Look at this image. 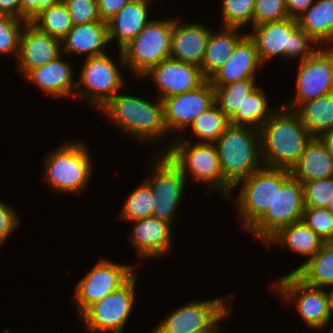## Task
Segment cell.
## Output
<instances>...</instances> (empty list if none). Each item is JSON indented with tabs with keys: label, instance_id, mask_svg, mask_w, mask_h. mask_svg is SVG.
Here are the masks:
<instances>
[{
	"label": "cell",
	"instance_id": "6da1fadb",
	"mask_svg": "<svg viewBox=\"0 0 333 333\" xmlns=\"http://www.w3.org/2000/svg\"><path fill=\"white\" fill-rule=\"evenodd\" d=\"M265 166L291 170L312 138L295 110L275 109L259 129Z\"/></svg>",
	"mask_w": 333,
	"mask_h": 333
},
{
	"label": "cell",
	"instance_id": "bcb514c9",
	"mask_svg": "<svg viewBox=\"0 0 333 333\" xmlns=\"http://www.w3.org/2000/svg\"><path fill=\"white\" fill-rule=\"evenodd\" d=\"M313 3V0H286L289 18L297 20Z\"/></svg>",
	"mask_w": 333,
	"mask_h": 333
},
{
	"label": "cell",
	"instance_id": "f546056e",
	"mask_svg": "<svg viewBox=\"0 0 333 333\" xmlns=\"http://www.w3.org/2000/svg\"><path fill=\"white\" fill-rule=\"evenodd\" d=\"M312 287L333 285V242H324L321 249L293 272Z\"/></svg>",
	"mask_w": 333,
	"mask_h": 333
},
{
	"label": "cell",
	"instance_id": "f5cc1de1",
	"mask_svg": "<svg viewBox=\"0 0 333 333\" xmlns=\"http://www.w3.org/2000/svg\"><path fill=\"white\" fill-rule=\"evenodd\" d=\"M332 329L328 332V333H333V327H331Z\"/></svg>",
	"mask_w": 333,
	"mask_h": 333
},
{
	"label": "cell",
	"instance_id": "f6af8a7d",
	"mask_svg": "<svg viewBox=\"0 0 333 333\" xmlns=\"http://www.w3.org/2000/svg\"><path fill=\"white\" fill-rule=\"evenodd\" d=\"M131 1L132 0H97L100 19L107 22L121 8Z\"/></svg>",
	"mask_w": 333,
	"mask_h": 333
},
{
	"label": "cell",
	"instance_id": "f907efd6",
	"mask_svg": "<svg viewBox=\"0 0 333 333\" xmlns=\"http://www.w3.org/2000/svg\"><path fill=\"white\" fill-rule=\"evenodd\" d=\"M326 208L333 214V198L330 200Z\"/></svg>",
	"mask_w": 333,
	"mask_h": 333
},
{
	"label": "cell",
	"instance_id": "277c9868",
	"mask_svg": "<svg viewBox=\"0 0 333 333\" xmlns=\"http://www.w3.org/2000/svg\"><path fill=\"white\" fill-rule=\"evenodd\" d=\"M252 29L248 35L256 45L262 64L276 55L287 58L300 55L303 61L316 50L309 45L314 40L297 25L295 19L259 24Z\"/></svg>",
	"mask_w": 333,
	"mask_h": 333
},
{
	"label": "cell",
	"instance_id": "7402d4cb",
	"mask_svg": "<svg viewBox=\"0 0 333 333\" xmlns=\"http://www.w3.org/2000/svg\"><path fill=\"white\" fill-rule=\"evenodd\" d=\"M130 240L137 250L138 257H157L171 251V224L156 217L135 220ZM142 257V258H141Z\"/></svg>",
	"mask_w": 333,
	"mask_h": 333
},
{
	"label": "cell",
	"instance_id": "8d00e7d4",
	"mask_svg": "<svg viewBox=\"0 0 333 333\" xmlns=\"http://www.w3.org/2000/svg\"><path fill=\"white\" fill-rule=\"evenodd\" d=\"M223 27H241L251 22L253 27V9L255 0H223Z\"/></svg>",
	"mask_w": 333,
	"mask_h": 333
},
{
	"label": "cell",
	"instance_id": "7c38bea8",
	"mask_svg": "<svg viewBox=\"0 0 333 333\" xmlns=\"http://www.w3.org/2000/svg\"><path fill=\"white\" fill-rule=\"evenodd\" d=\"M223 298L190 301L179 309L174 310L166 320L161 322L151 333H201L210 332L218 321L231 315ZM225 305V306H224Z\"/></svg>",
	"mask_w": 333,
	"mask_h": 333
},
{
	"label": "cell",
	"instance_id": "681fc988",
	"mask_svg": "<svg viewBox=\"0 0 333 333\" xmlns=\"http://www.w3.org/2000/svg\"><path fill=\"white\" fill-rule=\"evenodd\" d=\"M328 295H329L330 311L332 314V312H333V289L328 293Z\"/></svg>",
	"mask_w": 333,
	"mask_h": 333
},
{
	"label": "cell",
	"instance_id": "d6986e66",
	"mask_svg": "<svg viewBox=\"0 0 333 333\" xmlns=\"http://www.w3.org/2000/svg\"><path fill=\"white\" fill-rule=\"evenodd\" d=\"M23 27L25 29H22L20 35L17 63L18 68L26 75L30 70L59 57L63 53L61 51L63 44L59 38L41 32L30 22Z\"/></svg>",
	"mask_w": 333,
	"mask_h": 333
},
{
	"label": "cell",
	"instance_id": "836d02e7",
	"mask_svg": "<svg viewBox=\"0 0 333 333\" xmlns=\"http://www.w3.org/2000/svg\"><path fill=\"white\" fill-rule=\"evenodd\" d=\"M255 79H245L226 85H212L215 88V103L230 119L252 91L258 86Z\"/></svg>",
	"mask_w": 333,
	"mask_h": 333
},
{
	"label": "cell",
	"instance_id": "d6a6232c",
	"mask_svg": "<svg viewBox=\"0 0 333 333\" xmlns=\"http://www.w3.org/2000/svg\"><path fill=\"white\" fill-rule=\"evenodd\" d=\"M30 23L41 32L59 38L60 40H62L74 26L63 1L43 10Z\"/></svg>",
	"mask_w": 333,
	"mask_h": 333
},
{
	"label": "cell",
	"instance_id": "7a4b0ae2",
	"mask_svg": "<svg viewBox=\"0 0 333 333\" xmlns=\"http://www.w3.org/2000/svg\"><path fill=\"white\" fill-rule=\"evenodd\" d=\"M215 144L223 180L232 189L238 182L262 168L259 162L262 155L258 129L230 124Z\"/></svg>",
	"mask_w": 333,
	"mask_h": 333
},
{
	"label": "cell",
	"instance_id": "484cf974",
	"mask_svg": "<svg viewBox=\"0 0 333 333\" xmlns=\"http://www.w3.org/2000/svg\"><path fill=\"white\" fill-rule=\"evenodd\" d=\"M290 173L301 182L333 177V158L318 137L307 142Z\"/></svg>",
	"mask_w": 333,
	"mask_h": 333
},
{
	"label": "cell",
	"instance_id": "ba28073f",
	"mask_svg": "<svg viewBox=\"0 0 333 333\" xmlns=\"http://www.w3.org/2000/svg\"><path fill=\"white\" fill-rule=\"evenodd\" d=\"M290 176L288 169L263 166L235 185L242 184L236 204L244 229L249 230L267 212L275 199V185H282Z\"/></svg>",
	"mask_w": 333,
	"mask_h": 333
},
{
	"label": "cell",
	"instance_id": "603a6c76",
	"mask_svg": "<svg viewBox=\"0 0 333 333\" xmlns=\"http://www.w3.org/2000/svg\"><path fill=\"white\" fill-rule=\"evenodd\" d=\"M148 0H132L107 21L109 40L118 39L120 50L150 22Z\"/></svg>",
	"mask_w": 333,
	"mask_h": 333
},
{
	"label": "cell",
	"instance_id": "d4e9b609",
	"mask_svg": "<svg viewBox=\"0 0 333 333\" xmlns=\"http://www.w3.org/2000/svg\"><path fill=\"white\" fill-rule=\"evenodd\" d=\"M61 57L62 55L30 70L24 79L34 81L44 92L55 97L71 96V94H74L77 85L73 83L70 64L62 60Z\"/></svg>",
	"mask_w": 333,
	"mask_h": 333
},
{
	"label": "cell",
	"instance_id": "7dc6e473",
	"mask_svg": "<svg viewBox=\"0 0 333 333\" xmlns=\"http://www.w3.org/2000/svg\"><path fill=\"white\" fill-rule=\"evenodd\" d=\"M0 14L20 19V0H0Z\"/></svg>",
	"mask_w": 333,
	"mask_h": 333
},
{
	"label": "cell",
	"instance_id": "52a82bcc",
	"mask_svg": "<svg viewBox=\"0 0 333 333\" xmlns=\"http://www.w3.org/2000/svg\"><path fill=\"white\" fill-rule=\"evenodd\" d=\"M45 162V180L59 192L80 193L87 186L92 166L83 143H64Z\"/></svg>",
	"mask_w": 333,
	"mask_h": 333
},
{
	"label": "cell",
	"instance_id": "816d5d0a",
	"mask_svg": "<svg viewBox=\"0 0 333 333\" xmlns=\"http://www.w3.org/2000/svg\"><path fill=\"white\" fill-rule=\"evenodd\" d=\"M219 324H217L210 332H201V333H220Z\"/></svg>",
	"mask_w": 333,
	"mask_h": 333
},
{
	"label": "cell",
	"instance_id": "4316f807",
	"mask_svg": "<svg viewBox=\"0 0 333 333\" xmlns=\"http://www.w3.org/2000/svg\"><path fill=\"white\" fill-rule=\"evenodd\" d=\"M238 30V27H224L218 32L211 31L201 66L202 75L206 80L223 66L236 45L247 35L238 34Z\"/></svg>",
	"mask_w": 333,
	"mask_h": 333
},
{
	"label": "cell",
	"instance_id": "f1b7e54d",
	"mask_svg": "<svg viewBox=\"0 0 333 333\" xmlns=\"http://www.w3.org/2000/svg\"><path fill=\"white\" fill-rule=\"evenodd\" d=\"M287 244L293 252L312 258L323 245L324 241L303 221H297L282 227L266 244Z\"/></svg>",
	"mask_w": 333,
	"mask_h": 333
},
{
	"label": "cell",
	"instance_id": "e575fe53",
	"mask_svg": "<svg viewBox=\"0 0 333 333\" xmlns=\"http://www.w3.org/2000/svg\"><path fill=\"white\" fill-rule=\"evenodd\" d=\"M229 125V118L215 103L207 111L202 112L190 127L193 133L202 139L199 143H215Z\"/></svg>",
	"mask_w": 333,
	"mask_h": 333
},
{
	"label": "cell",
	"instance_id": "e0dca14e",
	"mask_svg": "<svg viewBox=\"0 0 333 333\" xmlns=\"http://www.w3.org/2000/svg\"><path fill=\"white\" fill-rule=\"evenodd\" d=\"M162 102L168 132L182 131L215 104V88L205 80L196 89L164 98Z\"/></svg>",
	"mask_w": 333,
	"mask_h": 333
},
{
	"label": "cell",
	"instance_id": "9c48e42d",
	"mask_svg": "<svg viewBox=\"0 0 333 333\" xmlns=\"http://www.w3.org/2000/svg\"><path fill=\"white\" fill-rule=\"evenodd\" d=\"M304 209L303 184L291 175L282 185H275L273 205L248 231L266 244L282 227L302 220Z\"/></svg>",
	"mask_w": 333,
	"mask_h": 333
},
{
	"label": "cell",
	"instance_id": "cb8c5ba5",
	"mask_svg": "<svg viewBox=\"0 0 333 333\" xmlns=\"http://www.w3.org/2000/svg\"><path fill=\"white\" fill-rule=\"evenodd\" d=\"M108 42L110 43L108 26L104 20L74 25L61 40V43H65L63 52L87 53L88 58L104 54L102 48Z\"/></svg>",
	"mask_w": 333,
	"mask_h": 333
},
{
	"label": "cell",
	"instance_id": "8992f818",
	"mask_svg": "<svg viewBox=\"0 0 333 333\" xmlns=\"http://www.w3.org/2000/svg\"><path fill=\"white\" fill-rule=\"evenodd\" d=\"M177 140L165 151L181 168L185 178L190 174L195 180L209 183L212 190H218L223 197L231 199L232 188L223 180L216 144L197 142L191 146L192 141Z\"/></svg>",
	"mask_w": 333,
	"mask_h": 333
},
{
	"label": "cell",
	"instance_id": "9a60e30c",
	"mask_svg": "<svg viewBox=\"0 0 333 333\" xmlns=\"http://www.w3.org/2000/svg\"><path fill=\"white\" fill-rule=\"evenodd\" d=\"M135 273L132 265H121L101 259L76 286L74 298L79 315L105 295L120 288Z\"/></svg>",
	"mask_w": 333,
	"mask_h": 333
},
{
	"label": "cell",
	"instance_id": "74e56055",
	"mask_svg": "<svg viewBox=\"0 0 333 333\" xmlns=\"http://www.w3.org/2000/svg\"><path fill=\"white\" fill-rule=\"evenodd\" d=\"M305 207L326 208L333 198V177L301 182Z\"/></svg>",
	"mask_w": 333,
	"mask_h": 333
},
{
	"label": "cell",
	"instance_id": "60d3db41",
	"mask_svg": "<svg viewBox=\"0 0 333 333\" xmlns=\"http://www.w3.org/2000/svg\"><path fill=\"white\" fill-rule=\"evenodd\" d=\"M289 18L286 0H255L253 26Z\"/></svg>",
	"mask_w": 333,
	"mask_h": 333
},
{
	"label": "cell",
	"instance_id": "8fae6325",
	"mask_svg": "<svg viewBox=\"0 0 333 333\" xmlns=\"http://www.w3.org/2000/svg\"><path fill=\"white\" fill-rule=\"evenodd\" d=\"M160 158L156 161L153 178L145 180V182L150 186L153 195L152 216L173 225L176 208L181 200L187 179L181 168L166 152L163 151Z\"/></svg>",
	"mask_w": 333,
	"mask_h": 333
},
{
	"label": "cell",
	"instance_id": "ac0fdd59",
	"mask_svg": "<svg viewBox=\"0 0 333 333\" xmlns=\"http://www.w3.org/2000/svg\"><path fill=\"white\" fill-rule=\"evenodd\" d=\"M150 76L160 90V100L194 90L206 79L201 68L173 58H167L151 67L143 77Z\"/></svg>",
	"mask_w": 333,
	"mask_h": 333
},
{
	"label": "cell",
	"instance_id": "4dcf8cb0",
	"mask_svg": "<svg viewBox=\"0 0 333 333\" xmlns=\"http://www.w3.org/2000/svg\"><path fill=\"white\" fill-rule=\"evenodd\" d=\"M295 111L312 137L333 130V92L302 103Z\"/></svg>",
	"mask_w": 333,
	"mask_h": 333
},
{
	"label": "cell",
	"instance_id": "4fadbf2b",
	"mask_svg": "<svg viewBox=\"0 0 333 333\" xmlns=\"http://www.w3.org/2000/svg\"><path fill=\"white\" fill-rule=\"evenodd\" d=\"M275 285L285 301L295 299V306L309 327L319 329L331 321L329 295L322 288L305 284L294 273L284 276Z\"/></svg>",
	"mask_w": 333,
	"mask_h": 333
},
{
	"label": "cell",
	"instance_id": "b9f144b4",
	"mask_svg": "<svg viewBox=\"0 0 333 333\" xmlns=\"http://www.w3.org/2000/svg\"><path fill=\"white\" fill-rule=\"evenodd\" d=\"M73 25L99 21L97 0H62Z\"/></svg>",
	"mask_w": 333,
	"mask_h": 333
},
{
	"label": "cell",
	"instance_id": "c3c4849f",
	"mask_svg": "<svg viewBox=\"0 0 333 333\" xmlns=\"http://www.w3.org/2000/svg\"><path fill=\"white\" fill-rule=\"evenodd\" d=\"M318 138L321 140L326 150L333 158V130L318 135Z\"/></svg>",
	"mask_w": 333,
	"mask_h": 333
},
{
	"label": "cell",
	"instance_id": "5b68a950",
	"mask_svg": "<svg viewBox=\"0 0 333 333\" xmlns=\"http://www.w3.org/2000/svg\"><path fill=\"white\" fill-rule=\"evenodd\" d=\"M173 19L150 20L120 51L122 66L128 65L141 78L151 67L170 58Z\"/></svg>",
	"mask_w": 333,
	"mask_h": 333
},
{
	"label": "cell",
	"instance_id": "44dd1931",
	"mask_svg": "<svg viewBox=\"0 0 333 333\" xmlns=\"http://www.w3.org/2000/svg\"><path fill=\"white\" fill-rule=\"evenodd\" d=\"M173 19L170 58L201 68L210 29L199 23L179 24Z\"/></svg>",
	"mask_w": 333,
	"mask_h": 333
},
{
	"label": "cell",
	"instance_id": "3957f363",
	"mask_svg": "<svg viewBox=\"0 0 333 333\" xmlns=\"http://www.w3.org/2000/svg\"><path fill=\"white\" fill-rule=\"evenodd\" d=\"M153 104L135 96L115 94L102 107L103 112L122 130L141 140H156L163 137L168 129L165 124L163 102Z\"/></svg>",
	"mask_w": 333,
	"mask_h": 333
},
{
	"label": "cell",
	"instance_id": "ab89813d",
	"mask_svg": "<svg viewBox=\"0 0 333 333\" xmlns=\"http://www.w3.org/2000/svg\"><path fill=\"white\" fill-rule=\"evenodd\" d=\"M13 16L0 14V53L19 54L20 35L22 25L27 22ZM21 25V26H20Z\"/></svg>",
	"mask_w": 333,
	"mask_h": 333
},
{
	"label": "cell",
	"instance_id": "7bdbcfd3",
	"mask_svg": "<svg viewBox=\"0 0 333 333\" xmlns=\"http://www.w3.org/2000/svg\"><path fill=\"white\" fill-rule=\"evenodd\" d=\"M62 0H20V19L31 22L40 12Z\"/></svg>",
	"mask_w": 333,
	"mask_h": 333
},
{
	"label": "cell",
	"instance_id": "ee69618b",
	"mask_svg": "<svg viewBox=\"0 0 333 333\" xmlns=\"http://www.w3.org/2000/svg\"><path fill=\"white\" fill-rule=\"evenodd\" d=\"M18 223L19 220L15 211L0 201V244L5 241Z\"/></svg>",
	"mask_w": 333,
	"mask_h": 333
},
{
	"label": "cell",
	"instance_id": "5bb4252c",
	"mask_svg": "<svg viewBox=\"0 0 333 333\" xmlns=\"http://www.w3.org/2000/svg\"><path fill=\"white\" fill-rule=\"evenodd\" d=\"M118 67L106 53L87 57L82 67L80 80L76 83L77 97L90 100L98 109L123 86ZM81 86H84L82 89ZM79 86V87H78Z\"/></svg>",
	"mask_w": 333,
	"mask_h": 333
},
{
	"label": "cell",
	"instance_id": "30bf717a",
	"mask_svg": "<svg viewBox=\"0 0 333 333\" xmlns=\"http://www.w3.org/2000/svg\"><path fill=\"white\" fill-rule=\"evenodd\" d=\"M136 273L120 288L89 306L80 316L89 333H121L135 301Z\"/></svg>",
	"mask_w": 333,
	"mask_h": 333
},
{
	"label": "cell",
	"instance_id": "2e32d148",
	"mask_svg": "<svg viewBox=\"0 0 333 333\" xmlns=\"http://www.w3.org/2000/svg\"><path fill=\"white\" fill-rule=\"evenodd\" d=\"M299 65L295 101L284 104V107L291 110H295L294 104L299 107L302 103L333 92V50L317 46V49Z\"/></svg>",
	"mask_w": 333,
	"mask_h": 333
},
{
	"label": "cell",
	"instance_id": "d590c367",
	"mask_svg": "<svg viewBox=\"0 0 333 333\" xmlns=\"http://www.w3.org/2000/svg\"><path fill=\"white\" fill-rule=\"evenodd\" d=\"M154 208L153 195L150 186L143 183L130 193L123 205L120 218L128 221H135L151 217Z\"/></svg>",
	"mask_w": 333,
	"mask_h": 333
},
{
	"label": "cell",
	"instance_id": "83f0119b",
	"mask_svg": "<svg viewBox=\"0 0 333 333\" xmlns=\"http://www.w3.org/2000/svg\"><path fill=\"white\" fill-rule=\"evenodd\" d=\"M296 21L314 40V45L330 43L333 40V0H315Z\"/></svg>",
	"mask_w": 333,
	"mask_h": 333
},
{
	"label": "cell",
	"instance_id": "f35d334b",
	"mask_svg": "<svg viewBox=\"0 0 333 333\" xmlns=\"http://www.w3.org/2000/svg\"><path fill=\"white\" fill-rule=\"evenodd\" d=\"M302 220L324 241L333 239V214L327 208L305 207Z\"/></svg>",
	"mask_w": 333,
	"mask_h": 333
},
{
	"label": "cell",
	"instance_id": "ffe728a7",
	"mask_svg": "<svg viewBox=\"0 0 333 333\" xmlns=\"http://www.w3.org/2000/svg\"><path fill=\"white\" fill-rule=\"evenodd\" d=\"M263 65L254 41L247 34L231 56L208 80L211 85H226L245 79H255L256 69Z\"/></svg>",
	"mask_w": 333,
	"mask_h": 333
},
{
	"label": "cell",
	"instance_id": "1f68e13d",
	"mask_svg": "<svg viewBox=\"0 0 333 333\" xmlns=\"http://www.w3.org/2000/svg\"><path fill=\"white\" fill-rule=\"evenodd\" d=\"M268 100L262 88L257 87L245 97L242 106L229 119L232 125L250 126L260 129L275 109H269Z\"/></svg>",
	"mask_w": 333,
	"mask_h": 333
}]
</instances>
